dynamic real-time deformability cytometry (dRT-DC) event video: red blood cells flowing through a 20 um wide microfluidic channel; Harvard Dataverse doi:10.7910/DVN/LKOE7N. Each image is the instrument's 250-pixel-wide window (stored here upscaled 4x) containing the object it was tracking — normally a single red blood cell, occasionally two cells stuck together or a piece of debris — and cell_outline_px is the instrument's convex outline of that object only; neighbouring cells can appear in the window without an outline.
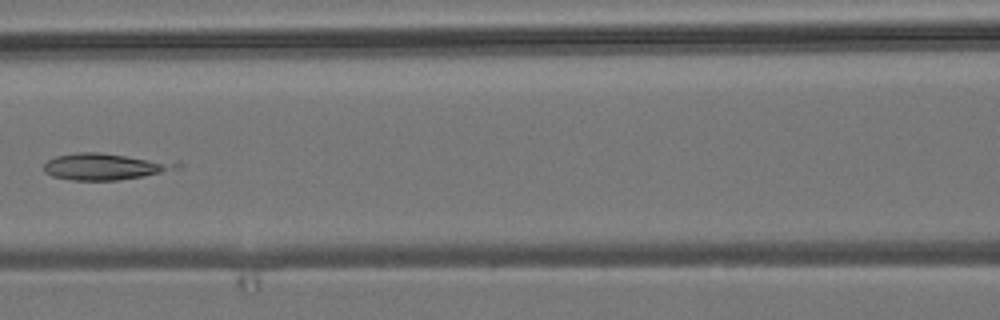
{"species": "common noctule bat (a hibernating species)", "species_latin": "Nyctalus noctula", "temperature_condition": "room temperature", "stored_images_in_passage": 7, "camera_frame_rate_fps": 3000, "um_per_image_px": 0.085, "animal": {"sex": "male", "body_mass_g": 19.2, "forearm_length_mm": 51.8}, "frame": {"image": 1, "passage_image": 7, "time_ms": 7.0, "image_size_px": [1000, 320], "cell_outline_px": [[184, 164], [180, 168], [144, 176], [116, 180], [72, 180], [52, 176], [44, 172], [44, 164], [48, 160], [56, 156], [76, 152], [100, 152]], "centroid_in_image_um": [8.85, 14.16], "position_along_channel_um": 157.7, "area_um2": 20.23}}